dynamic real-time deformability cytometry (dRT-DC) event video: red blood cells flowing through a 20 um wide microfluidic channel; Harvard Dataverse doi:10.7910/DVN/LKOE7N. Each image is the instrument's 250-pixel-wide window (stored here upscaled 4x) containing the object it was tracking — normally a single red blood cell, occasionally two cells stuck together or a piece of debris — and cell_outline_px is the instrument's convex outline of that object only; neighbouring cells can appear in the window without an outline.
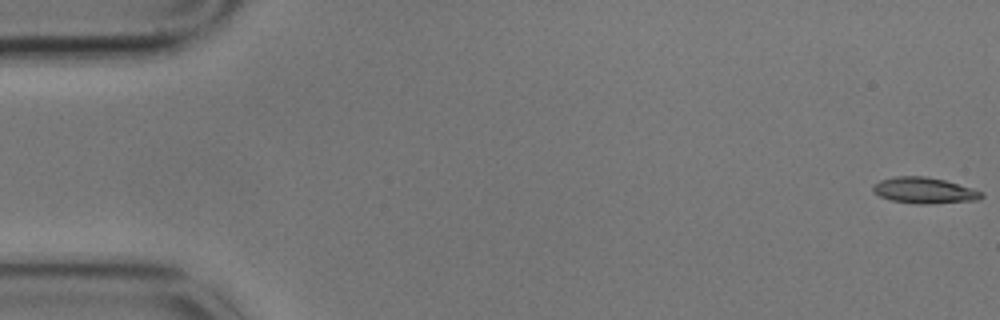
{"species": "common noctule bat (a hibernating species)", "species_latin": "Nyctalus noctula", "temperature_condition": "cold", "stored_images_in_passage": 12, "camera_frame_rate_fps": 3000, "um_per_image_px": 0.085, "animal": {"sex": "male", "body_mass_g": 17.9}, "frame": {"image": 1, "passage_image": 1, "time_ms": 0.0, "image_size_px": [1000, 320], "cell_outline_px": [[984, 196], [980, 200], [928, 204], [916, 204], [892, 200], [880, 196], [872, 192], [872, 184], [880, 180], [896, 176], [924, 176], [944, 180], [972, 188], [984, 192]], "centroid_in_image_um": [78.57, 16.19], "position_along_channel_um": 6.4, "area_um2": 16.59}}
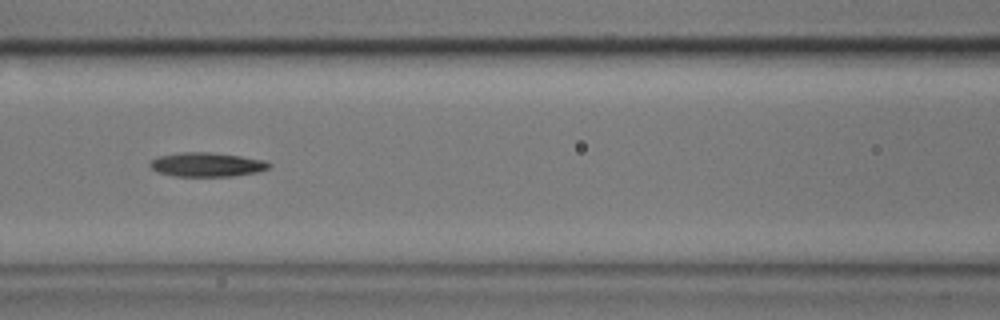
{"frame": {"image": 2, "passage_image": 7, "time_ms": 2.0, "image_size_px": [1000, 320], "cell_outline_px": [[272, 164], [268, 168], [256, 172], [236, 176], [172, 176], [156, 172], [148, 164], [152, 160], [160, 156], [180, 152], [208, 152], [240, 156], [264, 160]], "centroid_in_image_um": [17.56, 13.99], "position_along_channel_um": 149.0, "area_um2": 16.7}}
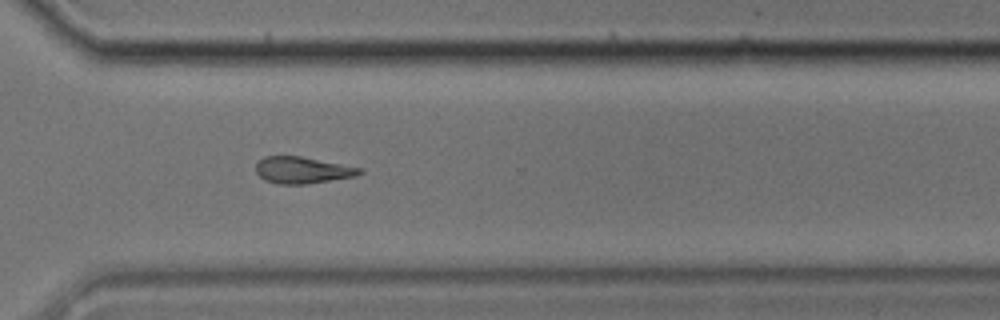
{"frame": {"image": 3, "passage_image": 12, "time_ms": 3.667, "image_size_px": [1000, 320], "cell_outline_px": [[364, 172], [356, 176], [308, 184], [276, 184], [264, 180], [256, 172], [256, 164], [264, 156], [300, 156], [360, 168]], "centroid_in_image_um": [25.67, 14.47], "position_along_channel_um": 344.9, "area_um2": 16.01}}